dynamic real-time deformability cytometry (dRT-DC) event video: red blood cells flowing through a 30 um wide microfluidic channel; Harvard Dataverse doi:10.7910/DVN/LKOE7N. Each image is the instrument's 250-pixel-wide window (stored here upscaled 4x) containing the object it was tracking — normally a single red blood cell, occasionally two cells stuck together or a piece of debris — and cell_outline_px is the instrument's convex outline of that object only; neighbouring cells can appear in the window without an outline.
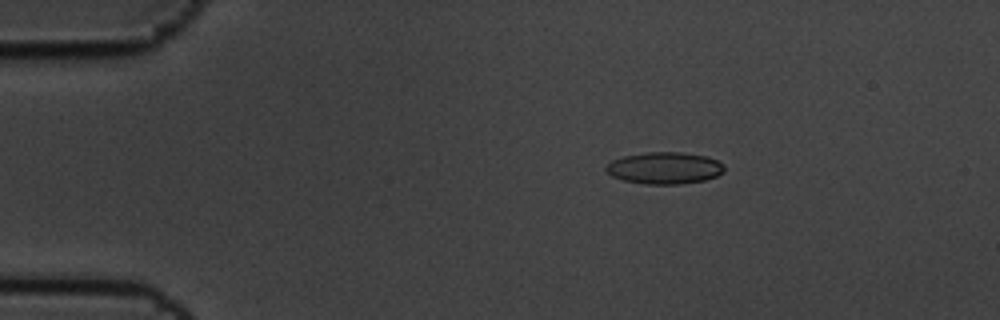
{"species": "common noctule bat (a hibernating species)", "species_latin": "Nyctalus noctula", "temperature_condition": "cold", "stored_images_in_passage": 12, "camera_frame_rate_fps": 3000, "um_per_image_px": 0.085, "animal": {"sex": "male", "body_mass_g": 19.5, "forearm_length_mm": 54.6}, "frame": {"image": 1, "passage_image": 2, "time_ms": 0.333, "image_size_px": [1000, 320], "cell_outline_px": [[724, 172], [716, 176], [704, 180], [680, 184], [648, 184], [624, 180], [612, 176], [604, 168], [612, 160], [624, 156], [648, 152], [680, 152], [704, 156], [716, 160], [724, 164]], "centroid_in_image_um": [56.49, 14.28], "position_along_channel_um": 28.5, "area_um2": 21.73}}
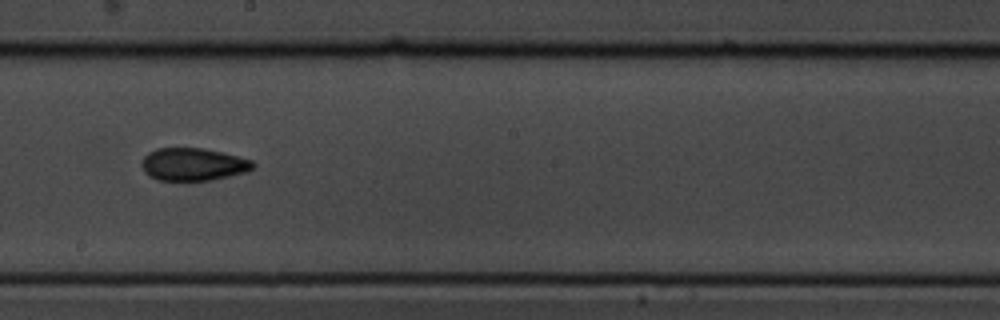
{"frame": {"image": 2, "passage_image": 8, "time_ms": 2.333, "image_size_px": [1000, 320], "cell_outline_px": [[256, 164], [252, 168], [244, 172], [212, 180], [156, 180], [148, 176], [144, 172], [140, 164], [144, 156], [148, 152], [156, 148], [204, 148], [252, 160]], "centroid_in_image_um": [16.36, 13.97], "position_along_channel_um": 231.8, "area_um2": 21.15}}
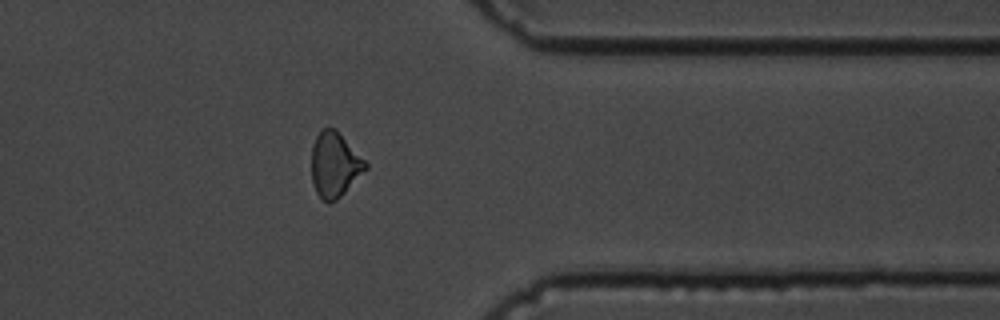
{"frame": {"image": 3, "passage_image": 12, "time_ms": 3.667, "image_size_px": [1000, 320], "cell_outline_px": [[368, 168], [336, 200], [328, 204], [316, 192], [312, 180], [312, 144], [320, 128], [336, 128], [368, 164]], "centroid_in_image_um": [28.44, 13.97], "position_along_channel_um": 383.0, "area_um2": 20.35}}